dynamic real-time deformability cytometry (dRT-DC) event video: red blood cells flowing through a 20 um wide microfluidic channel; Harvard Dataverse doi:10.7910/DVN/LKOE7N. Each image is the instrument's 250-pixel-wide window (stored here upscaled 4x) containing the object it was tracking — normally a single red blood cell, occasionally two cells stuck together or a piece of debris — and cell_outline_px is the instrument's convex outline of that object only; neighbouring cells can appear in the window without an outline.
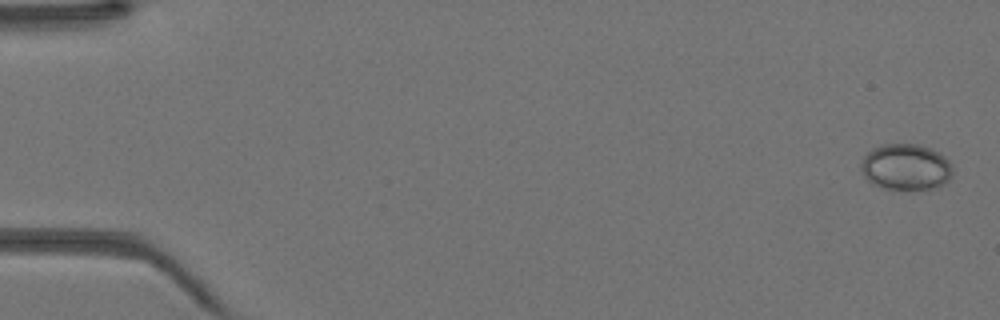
{"species": "Egyptian fruit bat (a non-hibernating species)", "species_latin": "Rousettus aegyptiacus", "temperature_condition": "warm", "stored_images_in_passage": 44, "camera_frame_rate_fps": 3000, "um_per_image_px": 0.085, "animal": {"sex": "female"}, "frame": {"image": 1, "passage_image": 1, "time_ms": 0.0, "image_size_px": [1000, 320], "cell_outline_px": [[952, 176], [944, 184], [932, 188], [884, 188], [872, 184], [864, 176], [860, 168], [860, 164], [864, 156], [872, 148], [880, 144], [920, 144], [932, 148], [944, 156], [952, 164]], "centroid_in_image_um": [76.99, 14.16], "position_along_channel_um": 8.0, "area_um2": 24.68}}
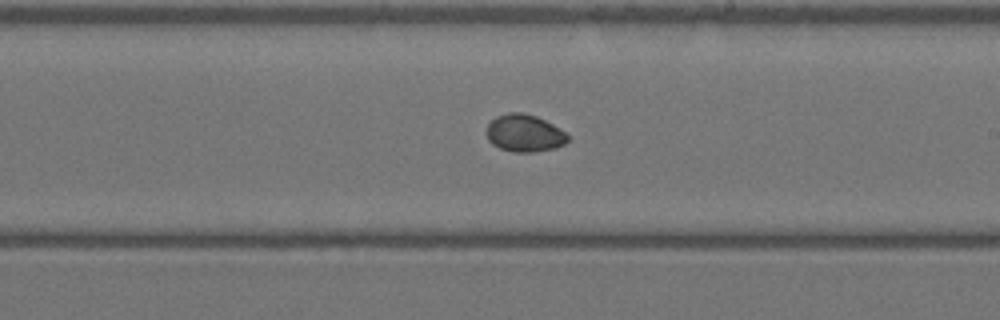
{"frame": {"image": 2, "passage_image": 26, "time_ms": 8.333, "image_size_px": [1000, 320], "cell_outline_px": [[568, 140], [564, 144], [556, 148], [532, 152], [512, 152], [500, 148], [492, 144], [488, 140], [484, 132], [488, 124], [496, 116], [508, 112], [524, 112], [536, 116], [552, 124], [564, 132], [568, 136]], "centroid_in_image_um": [44.53, 11.32], "position_along_channel_um": 244.5, "area_um2": 17.8}}
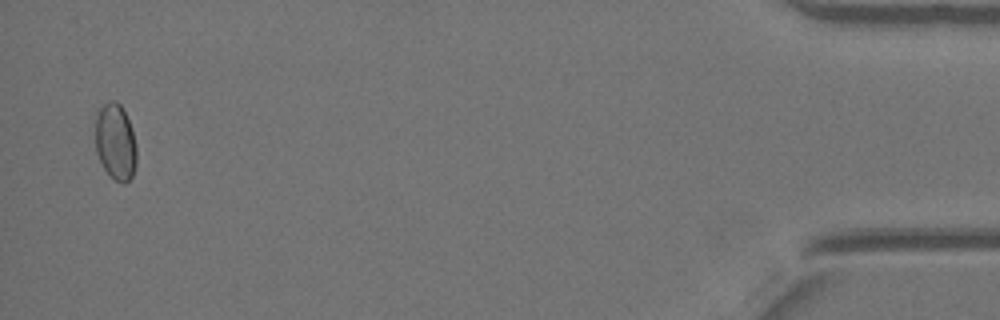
{"frame": {"image": 3, "passage_image": 43, "time_ms": 14.0, "image_size_px": [1000, 320], "cell_outline_px": [[136, 164], [132, 176], [124, 184], [116, 180], [104, 168], [96, 152], [96, 108], [112, 100], [116, 100], [120, 104], [128, 120], [136, 144]], "centroid_in_image_um": [9.8, 12.03], "position_along_channel_um": 425.4, "area_um2": 18.21}}